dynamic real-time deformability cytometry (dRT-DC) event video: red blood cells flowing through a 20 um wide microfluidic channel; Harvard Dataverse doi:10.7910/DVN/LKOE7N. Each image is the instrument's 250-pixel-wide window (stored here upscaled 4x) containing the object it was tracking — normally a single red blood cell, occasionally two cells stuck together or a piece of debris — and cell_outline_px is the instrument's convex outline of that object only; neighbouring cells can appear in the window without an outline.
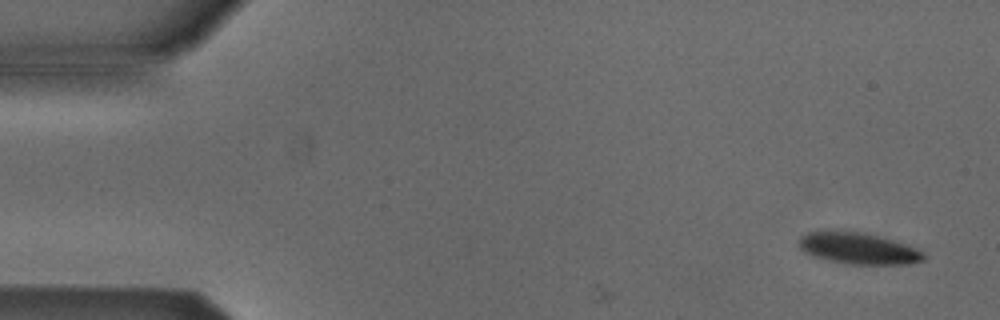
{"species": "Egyptian fruit bat (a non-hibernating species)", "species_latin": "Rousettus aegyptiacus", "temperature_condition": "cold", "stored_images_in_passage": 4, "camera_frame_rate_fps": 3000, "um_per_image_px": 0.085, "animal": {"sex": "male"}, "frame": {"image": 1, "passage_image": 1, "time_ms": 0.0, "image_size_px": [1000, 320], "cell_outline_px": [[924, 260], [908, 264], [848, 264], [828, 260], [812, 256], [804, 252], [796, 244], [800, 236], [808, 232], [824, 228], [836, 228], [864, 232], [880, 236], [908, 244], [924, 252]], "centroid_in_image_um": [72.87, 21.06], "position_along_channel_um": 12.1, "area_um2": 23.81}}
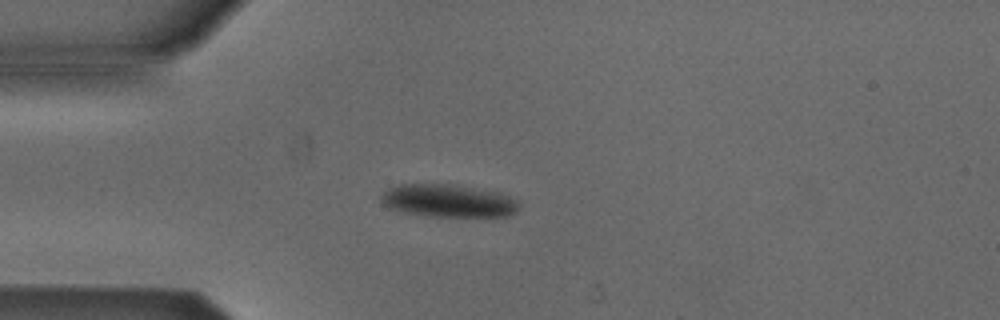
{"frame": {"image": 2, "passage_image": 4, "time_ms": 3.667, "image_size_px": [1000, 320], "cell_outline_px": [[520, 208], [516, 212], [508, 216], [432, 216], [400, 212], [388, 208], [380, 200], [380, 196], [388, 188], [400, 184], [448, 184], [500, 192], [516, 200], [520, 204]], "centroid_in_image_um": [38.09, 17.07], "position_along_channel_um": 46.9, "area_um2": 26.36}}